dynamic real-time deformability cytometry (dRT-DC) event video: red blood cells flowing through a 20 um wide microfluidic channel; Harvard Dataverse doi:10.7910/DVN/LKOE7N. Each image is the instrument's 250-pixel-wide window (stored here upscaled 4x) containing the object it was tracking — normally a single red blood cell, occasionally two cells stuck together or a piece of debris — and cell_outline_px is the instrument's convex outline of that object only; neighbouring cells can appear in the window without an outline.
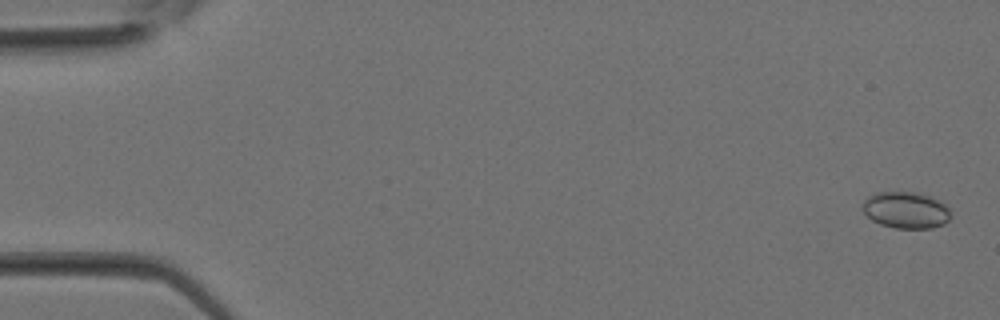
{"species": "Egyptian fruit bat (a non-hibernating species)", "species_latin": "Rousettus aegyptiacus", "temperature_condition": "room temperature", "stored_images_in_passage": 33, "camera_frame_rate_fps": 3000, "um_per_image_px": 0.085, "animal": {"sex": "female"}, "frame": {"image": 1, "passage_image": 1, "time_ms": 0.0, "image_size_px": [1000, 320], "cell_outline_px": [[948, 220], [944, 224], [932, 228], [896, 228], [880, 224], [872, 220], [864, 212], [864, 200], [868, 196], [876, 192], [912, 192], [932, 196], [940, 200], [948, 208]], "centroid_in_image_um": [77.0, 17.85], "position_along_channel_um": 8.0, "area_um2": 18.61}}
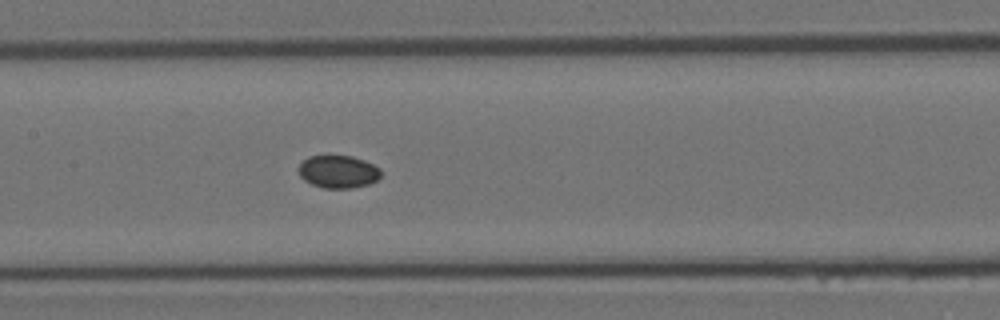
{"frame": {"image": 2, "passage_image": 16, "time_ms": 5.0, "image_size_px": [1000, 320], "cell_outline_px": [[380, 176], [376, 180], [368, 184], [352, 188], [324, 188], [312, 184], [304, 180], [300, 176], [300, 164], [308, 156], [328, 152], [352, 156], [364, 160], [380, 168]], "centroid_in_image_um": [28.72, 14.54], "position_along_channel_um": 178.7, "area_um2": 16.13}}
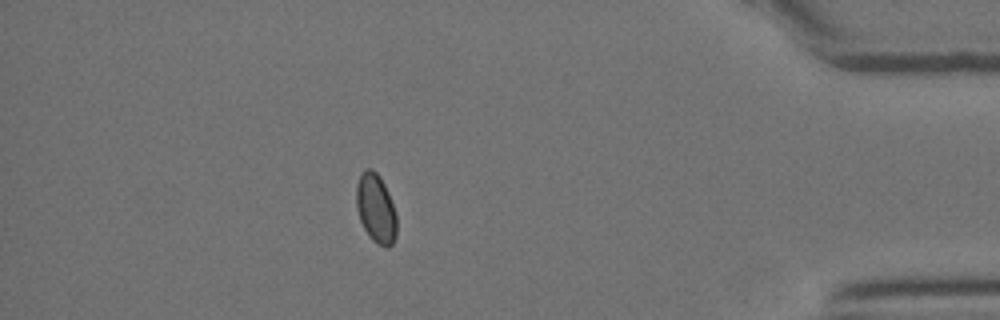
{"frame": {"image": 3, "passage_image": 29, "time_ms": 9.333, "image_size_px": [1000, 320], "cell_outline_px": [[396, 236], [392, 244], [388, 248], [376, 244], [368, 236], [360, 220], [356, 208], [356, 184], [360, 172], [364, 168], [372, 168], [380, 176], [388, 192], [396, 212]], "centroid_in_image_um": [31.93, 17.7], "position_along_channel_um": 403.3, "area_um2": 16.59}}